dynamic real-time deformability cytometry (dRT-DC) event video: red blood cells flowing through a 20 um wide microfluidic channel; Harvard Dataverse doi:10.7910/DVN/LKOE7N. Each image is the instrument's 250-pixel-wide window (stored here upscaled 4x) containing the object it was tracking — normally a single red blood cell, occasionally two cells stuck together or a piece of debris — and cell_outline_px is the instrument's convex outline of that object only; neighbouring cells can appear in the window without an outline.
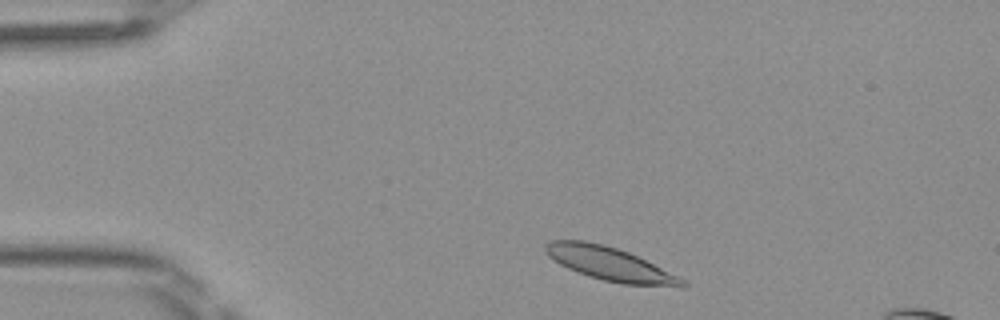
{"species": "Egyptian fruit bat (a non-hibernating species)", "species_latin": "Rousettus aegyptiacus", "temperature_condition": "room temperature", "stored_images_in_passage": 44, "camera_frame_rate_fps": 3000, "um_per_image_px": 0.085, "frame": {"image": 1, "passage_image": 3, "time_ms": 0.667, "image_size_px": [1000, 320], "cell_outline_px": [[688, 284], [684, 288], [680, 288], [624, 284], [604, 280], [588, 276], [568, 268], [560, 264], [548, 256], [544, 252], [544, 244], [552, 240], [584, 240], [604, 244], [628, 252], [684, 280]], "centroid_in_image_um": [51.81, 22.44], "position_along_channel_um": 33.2, "area_um2": 26.53}}
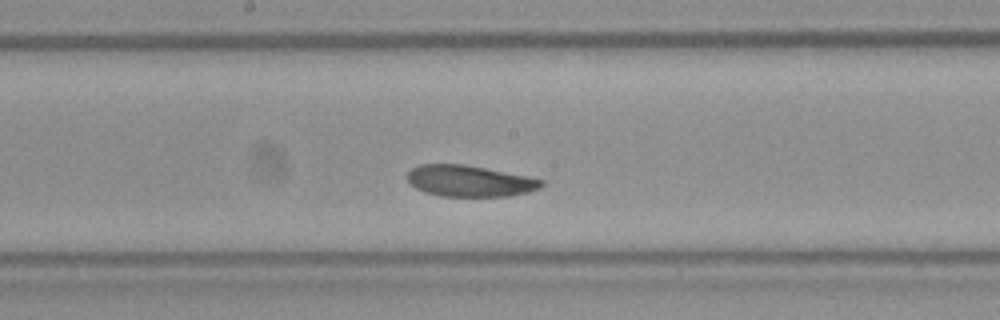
{"frame": {"image": 2, "passage_image": 20, "time_ms": 6.333, "image_size_px": [1000, 320], "cell_outline_px": [[544, 184], [540, 188], [528, 192], [508, 196], [440, 196], [424, 192], [416, 188], [408, 180], [408, 172], [412, 168], [420, 164], [464, 164], [528, 176], [544, 180]], "centroid_in_image_um": [39.93, 15.38], "position_along_channel_um": 208.3, "area_um2": 24.39}}
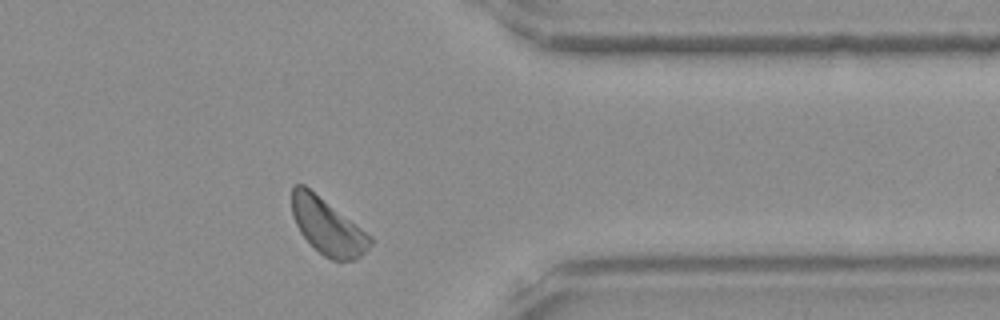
{"frame": {"image": 3, "passage_image": 34, "time_ms": 11.0, "image_size_px": [1000, 320], "cell_outline_px": [[372, 244], [356, 260], [332, 260], [324, 256], [300, 232], [292, 216], [292, 184], [304, 184], [372, 236]], "centroid_in_image_um": [27.84, 19.24], "position_along_channel_um": 383.6, "area_um2": 25.26}, "authors_computed_cell_mechanics": {"area_um2": 25.3742, "velocity_mm_per_s": 4.0013, "shape_relaxation_time_tau1_ms": 2.9415, "shape_relaxation_time_tau2_ms": 5.5808, "deformation_change_tau1": 0.0916, "deformation_change_tau2": 0.1141}}